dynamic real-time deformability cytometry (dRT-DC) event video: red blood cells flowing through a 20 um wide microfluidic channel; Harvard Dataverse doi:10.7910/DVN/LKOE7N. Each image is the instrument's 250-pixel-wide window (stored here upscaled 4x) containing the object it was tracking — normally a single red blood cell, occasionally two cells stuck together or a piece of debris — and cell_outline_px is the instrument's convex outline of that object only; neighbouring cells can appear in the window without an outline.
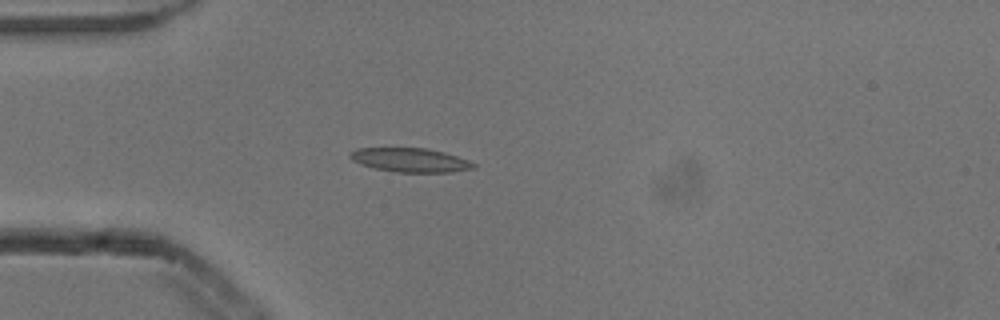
{"species": "common noctule bat (a hibernating species)", "species_latin": "Nyctalus noctula", "temperature_condition": "cold", "stored_images_in_passage": 3, "camera_frame_rate_fps": 3000, "um_per_image_px": 0.085, "animal": {"sex": "male", "body_mass_g": 13.3}, "frame": {"image": 1, "passage_image": 3, "time_ms": 0.667, "image_size_px": [1000, 320], "cell_outline_px": [[476, 168], [452, 172], [396, 172], [372, 168], [360, 164], [352, 160], [348, 156], [356, 148], [424, 148], [444, 152], [468, 160], [476, 164]], "centroid_in_image_um": [34.86, 13.61], "position_along_channel_um": 50.1, "area_um2": 17.28}}